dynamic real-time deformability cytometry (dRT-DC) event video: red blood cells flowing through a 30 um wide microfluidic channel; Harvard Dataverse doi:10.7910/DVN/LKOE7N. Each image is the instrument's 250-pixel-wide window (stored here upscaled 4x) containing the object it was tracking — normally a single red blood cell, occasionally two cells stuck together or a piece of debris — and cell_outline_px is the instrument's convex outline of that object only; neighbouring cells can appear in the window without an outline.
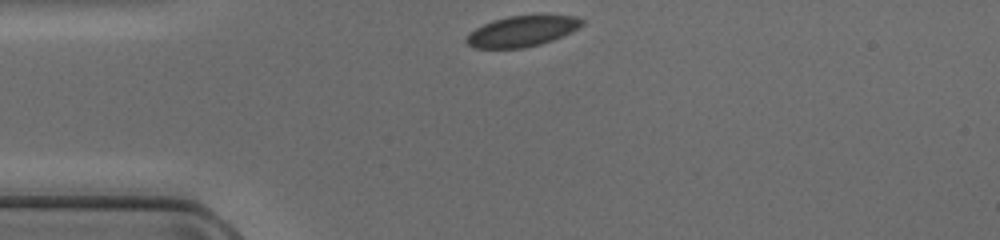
{"species": "common noctule bat (a hibernating species)", "species_latin": "Nyctalus noctula", "temperature_condition": "cold", "stored_images_in_passage": 29, "camera_frame_rate_fps": 3000, "um_per_image_px": 0.085, "animal": {"sex": "female", "body_mass_g": 17.0, "forearm_length_mm": 48.0}, "frame": {"image": 1, "passage_image": 1, "time_ms": 0.0, "image_size_px": [1000, 240], "cell_outline_px": [[584, 24], [580, 28], [572, 32], [552, 40], [540, 44], [524, 48], [476, 48], [468, 44], [464, 40], [476, 28], [492, 20], [508, 16], [576, 16], [584, 20]], "centroid_in_image_um": [44.4, 2.66], "position_along_channel_um": 40.6, "area_um2": 20.46}}
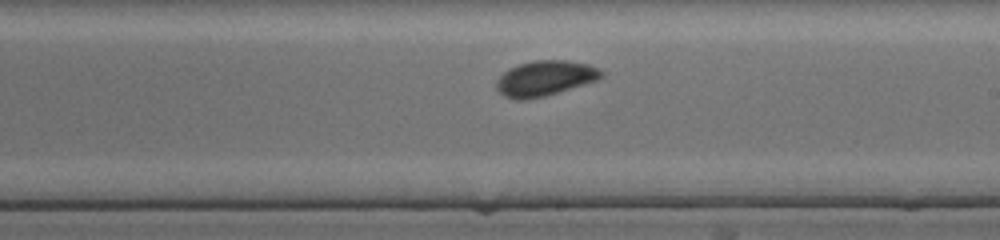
{"frame": {"image": 2, "passage_image": 17, "time_ms": 5.333, "image_size_px": [1000, 240], "cell_outline_px": [[604, 76], [596, 80], [544, 96], [524, 100], [516, 100], [504, 96], [496, 88], [496, 80], [508, 68], [520, 64], [536, 60], [568, 60], [588, 64], [600, 68], [604, 72]], "centroid_in_image_um": [46.32, 6.64], "position_along_channel_um": 242.7, "area_um2": 21.44}}
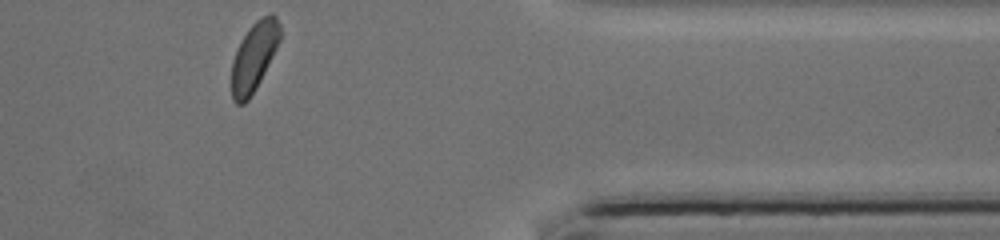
{"frame": {"image": 3, "passage_image": 29, "time_ms": 9.333, "image_size_px": [1000, 240], "cell_outline_px": [[280, 40], [256, 88], [248, 100], [244, 104], [236, 104], [232, 100], [232, 60], [248, 28], [260, 16], [272, 12], [276, 16], [280, 24]], "centroid_in_image_um": [21.6, 4.79], "position_along_channel_um": 389.8, "area_um2": 19.25}}